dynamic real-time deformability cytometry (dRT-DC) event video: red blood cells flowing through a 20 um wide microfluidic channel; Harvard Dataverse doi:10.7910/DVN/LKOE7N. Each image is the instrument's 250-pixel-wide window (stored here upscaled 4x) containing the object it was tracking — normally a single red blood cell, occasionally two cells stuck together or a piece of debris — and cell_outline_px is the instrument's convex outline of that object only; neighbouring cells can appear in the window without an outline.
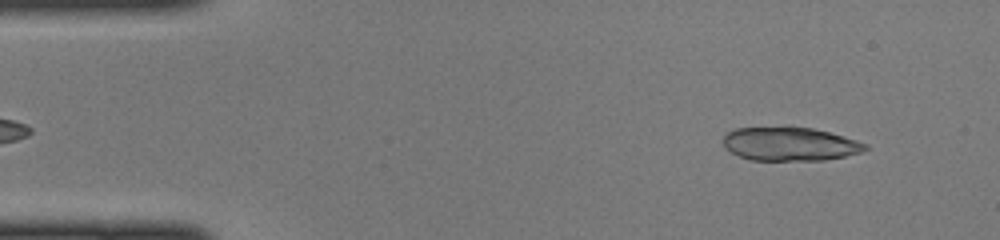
{"species": "common noctule bat (a hibernating species)", "species_latin": "Nyctalus noctula", "temperature_condition": "cold", "stored_images_in_passage": 44, "segment_of_instrument_passage": [1, 2], "camera_frame_rate_fps": 3000, "um_per_image_px": 0.085, "animal": {"sex": "female", "body_mass_g": 22.0, "forearm_length_mm": 56.7}, "frame": {"image": 1, "passage_image": 3, "time_ms": 0.667, "image_size_px": [1000, 240], "cell_outline_px": [[868, 148], [860, 152], [844, 156], [824, 160], [752, 160], [740, 156], [724, 148], [724, 136], [728, 132], [736, 128], [812, 128], [828, 132], [856, 140], [868, 144]], "centroid_in_image_um": [67.14, 12.25], "position_along_channel_um": 17.9, "area_um2": 27.28}}